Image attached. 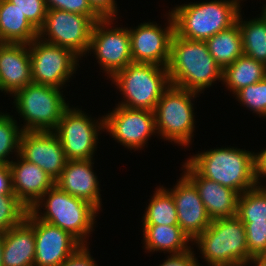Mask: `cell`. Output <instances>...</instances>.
Wrapping results in <instances>:
<instances>
[{
	"mask_svg": "<svg viewBox=\"0 0 266 266\" xmlns=\"http://www.w3.org/2000/svg\"><path fill=\"white\" fill-rule=\"evenodd\" d=\"M63 92L59 88L35 83L18 90L11 98L18 116L24 121V125H20L21 129L54 131L65 109L70 105Z\"/></svg>",
	"mask_w": 266,
	"mask_h": 266,
	"instance_id": "obj_8",
	"label": "cell"
},
{
	"mask_svg": "<svg viewBox=\"0 0 266 266\" xmlns=\"http://www.w3.org/2000/svg\"><path fill=\"white\" fill-rule=\"evenodd\" d=\"M115 20L105 18L94 23L88 50V56L94 54L100 70L109 79L133 62L128 27H117Z\"/></svg>",
	"mask_w": 266,
	"mask_h": 266,
	"instance_id": "obj_11",
	"label": "cell"
},
{
	"mask_svg": "<svg viewBox=\"0 0 266 266\" xmlns=\"http://www.w3.org/2000/svg\"><path fill=\"white\" fill-rule=\"evenodd\" d=\"M31 83L29 44L0 43V91L11 97Z\"/></svg>",
	"mask_w": 266,
	"mask_h": 266,
	"instance_id": "obj_18",
	"label": "cell"
},
{
	"mask_svg": "<svg viewBox=\"0 0 266 266\" xmlns=\"http://www.w3.org/2000/svg\"><path fill=\"white\" fill-rule=\"evenodd\" d=\"M38 38V30L15 4L0 0V43L30 44Z\"/></svg>",
	"mask_w": 266,
	"mask_h": 266,
	"instance_id": "obj_24",
	"label": "cell"
},
{
	"mask_svg": "<svg viewBox=\"0 0 266 266\" xmlns=\"http://www.w3.org/2000/svg\"><path fill=\"white\" fill-rule=\"evenodd\" d=\"M266 76V66L246 55L237 58L223 69L222 85L233 95L248 85L259 82Z\"/></svg>",
	"mask_w": 266,
	"mask_h": 266,
	"instance_id": "obj_25",
	"label": "cell"
},
{
	"mask_svg": "<svg viewBox=\"0 0 266 266\" xmlns=\"http://www.w3.org/2000/svg\"><path fill=\"white\" fill-rule=\"evenodd\" d=\"M48 10L60 9L88 16L94 23L102 18L92 9L88 0H44Z\"/></svg>",
	"mask_w": 266,
	"mask_h": 266,
	"instance_id": "obj_35",
	"label": "cell"
},
{
	"mask_svg": "<svg viewBox=\"0 0 266 266\" xmlns=\"http://www.w3.org/2000/svg\"><path fill=\"white\" fill-rule=\"evenodd\" d=\"M200 94L170 85L156 104L155 127L164 141L189 147L195 132L194 101Z\"/></svg>",
	"mask_w": 266,
	"mask_h": 266,
	"instance_id": "obj_7",
	"label": "cell"
},
{
	"mask_svg": "<svg viewBox=\"0 0 266 266\" xmlns=\"http://www.w3.org/2000/svg\"><path fill=\"white\" fill-rule=\"evenodd\" d=\"M146 205L142 225L178 226V217L172 194L163 186H157Z\"/></svg>",
	"mask_w": 266,
	"mask_h": 266,
	"instance_id": "obj_28",
	"label": "cell"
},
{
	"mask_svg": "<svg viewBox=\"0 0 266 266\" xmlns=\"http://www.w3.org/2000/svg\"><path fill=\"white\" fill-rule=\"evenodd\" d=\"M89 250V244L80 246L60 266H98Z\"/></svg>",
	"mask_w": 266,
	"mask_h": 266,
	"instance_id": "obj_36",
	"label": "cell"
},
{
	"mask_svg": "<svg viewBox=\"0 0 266 266\" xmlns=\"http://www.w3.org/2000/svg\"><path fill=\"white\" fill-rule=\"evenodd\" d=\"M261 14L263 15V17L266 19V4L263 5L262 7V11Z\"/></svg>",
	"mask_w": 266,
	"mask_h": 266,
	"instance_id": "obj_43",
	"label": "cell"
},
{
	"mask_svg": "<svg viewBox=\"0 0 266 266\" xmlns=\"http://www.w3.org/2000/svg\"><path fill=\"white\" fill-rule=\"evenodd\" d=\"M93 25L88 16L60 9L48 10L38 38L67 48L81 59L88 54Z\"/></svg>",
	"mask_w": 266,
	"mask_h": 266,
	"instance_id": "obj_12",
	"label": "cell"
},
{
	"mask_svg": "<svg viewBox=\"0 0 266 266\" xmlns=\"http://www.w3.org/2000/svg\"><path fill=\"white\" fill-rule=\"evenodd\" d=\"M193 247L181 254H171L158 266H203L200 265Z\"/></svg>",
	"mask_w": 266,
	"mask_h": 266,
	"instance_id": "obj_37",
	"label": "cell"
},
{
	"mask_svg": "<svg viewBox=\"0 0 266 266\" xmlns=\"http://www.w3.org/2000/svg\"><path fill=\"white\" fill-rule=\"evenodd\" d=\"M168 11L164 15H167V24L165 23L164 27L155 21H148L128 28L133 62L167 67L175 33L173 16L170 10Z\"/></svg>",
	"mask_w": 266,
	"mask_h": 266,
	"instance_id": "obj_14",
	"label": "cell"
},
{
	"mask_svg": "<svg viewBox=\"0 0 266 266\" xmlns=\"http://www.w3.org/2000/svg\"><path fill=\"white\" fill-rule=\"evenodd\" d=\"M96 118L73 105L65 109L54 133L61 141L67 160L95 159L98 136L105 132L104 116Z\"/></svg>",
	"mask_w": 266,
	"mask_h": 266,
	"instance_id": "obj_9",
	"label": "cell"
},
{
	"mask_svg": "<svg viewBox=\"0 0 266 266\" xmlns=\"http://www.w3.org/2000/svg\"><path fill=\"white\" fill-rule=\"evenodd\" d=\"M123 98L117 105L154 111L164 91L171 85L167 67L131 62L110 78Z\"/></svg>",
	"mask_w": 266,
	"mask_h": 266,
	"instance_id": "obj_6",
	"label": "cell"
},
{
	"mask_svg": "<svg viewBox=\"0 0 266 266\" xmlns=\"http://www.w3.org/2000/svg\"><path fill=\"white\" fill-rule=\"evenodd\" d=\"M232 96L240 106L266 119V76L255 84L243 87Z\"/></svg>",
	"mask_w": 266,
	"mask_h": 266,
	"instance_id": "obj_31",
	"label": "cell"
},
{
	"mask_svg": "<svg viewBox=\"0 0 266 266\" xmlns=\"http://www.w3.org/2000/svg\"><path fill=\"white\" fill-rule=\"evenodd\" d=\"M29 209L15 194L0 195V233H5L13 226L20 224Z\"/></svg>",
	"mask_w": 266,
	"mask_h": 266,
	"instance_id": "obj_32",
	"label": "cell"
},
{
	"mask_svg": "<svg viewBox=\"0 0 266 266\" xmlns=\"http://www.w3.org/2000/svg\"><path fill=\"white\" fill-rule=\"evenodd\" d=\"M255 178L258 185H263L261 180L266 178V148L255 152Z\"/></svg>",
	"mask_w": 266,
	"mask_h": 266,
	"instance_id": "obj_40",
	"label": "cell"
},
{
	"mask_svg": "<svg viewBox=\"0 0 266 266\" xmlns=\"http://www.w3.org/2000/svg\"><path fill=\"white\" fill-rule=\"evenodd\" d=\"M243 0L188 2L171 8L175 33L182 38L206 41L236 24Z\"/></svg>",
	"mask_w": 266,
	"mask_h": 266,
	"instance_id": "obj_4",
	"label": "cell"
},
{
	"mask_svg": "<svg viewBox=\"0 0 266 266\" xmlns=\"http://www.w3.org/2000/svg\"><path fill=\"white\" fill-rule=\"evenodd\" d=\"M95 159L68 160L59 178L55 181L61 190L83 199L102 211L99 179L93 170Z\"/></svg>",
	"mask_w": 266,
	"mask_h": 266,
	"instance_id": "obj_19",
	"label": "cell"
},
{
	"mask_svg": "<svg viewBox=\"0 0 266 266\" xmlns=\"http://www.w3.org/2000/svg\"><path fill=\"white\" fill-rule=\"evenodd\" d=\"M187 161L202 177L239 195L257 186L255 152L237 147H217L189 156Z\"/></svg>",
	"mask_w": 266,
	"mask_h": 266,
	"instance_id": "obj_2",
	"label": "cell"
},
{
	"mask_svg": "<svg viewBox=\"0 0 266 266\" xmlns=\"http://www.w3.org/2000/svg\"><path fill=\"white\" fill-rule=\"evenodd\" d=\"M192 245L200 250L206 266H245L252 258L244 224L237 216L212 220Z\"/></svg>",
	"mask_w": 266,
	"mask_h": 266,
	"instance_id": "obj_5",
	"label": "cell"
},
{
	"mask_svg": "<svg viewBox=\"0 0 266 266\" xmlns=\"http://www.w3.org/2000/svg\"><path fill=\"white\" fill-rule=\"evenodd\" d=\"M35 235L33 213L3 233V266H34Z\"/></svg>",
	"mask_w": 266,
	"mask_h": 266,
	"instance_id": "obj_22",
	"label": "cell"
},
{
	"mask_svg": "<svg viewBox=\"0 0 266 266\" xmlns=\"http://www.w3.org/2000/svg\"><path fill=\"white\" fill-rule=\"evenodd\" d=\"M0 112V164H9L19 154L20 138L23 130L17 124L16 117ZM11 160V161H10Z\"/></svg>",
	"mask_w": 266,
	"mask_h": 266,
	"instance_id": "obj_30",
	"label": "cell"
},
{
	"mask_svg": "<svg viewBox=\"0 0 266 266\" xmlns=\"http://www.w3.org/2000/svg\"><path fill=\"white\" fill-rule=\"evenodd\" d=\"M166 189L172 194L175 202L178 226L193 242L212 222L197 188L182 173L174 187Z\"/></svg>",
	"mask_w": 266,
	"mask_h": 266,
	"instance_id": "obj_16",
	"label": "cell"
},
{
	"mask_svg": "<svg viewBox=\"0 0 266 266\" xmlns=\"http://www.w3.org/2000/svg\"><path fill=\"white\" fill-rule=\"evenodd\" d=\"M248 253L253 257L266 254V222H243Z\"/></svg>",
	"mask_w": 266,
	"mask_h": 266,
	"instance_id": "obj_33",
	"label": "cell"
},
{
	"mask_svg": "<svg viewBox=\"0 0 266 266\" xmlns=\"http://www.w3.org/2000/svg\"><path fill=\"white\" fill-rule=\"evenodd\" d=\"M241 11L237 18L240 28L244 55L266 66V19L259 14L253 19H243Z\"/></svg>",
	"mask_w": 266,
	"mask_h": 266,
	"instance_id": "obj_27",
	"label": "cell"
},
{
	"mask_svg": "<svg viewBox=\"0 0 266 266\" xmlns=\"http://www.w3.org/2000/svg\"><path fill=\"white\" fill-rule=\"evenodd\" d=\"M92 9L102 18H118L120 9L115 0H88Z\"/></svg>",
	"mask_w": 266,
	"mask_h": 266,
	"instance_id": "obj_38",
	"label": "cell"
},
{
	"mask_svg": "<svg viewBox=\"0 0 266 266\" xmlns=\"http://www.w3.org/2000/svg\"><path fill=\"white\" fill-rule=\"evenodd\" d=\"M103 116L105 133L128 150L142 151L157 134L154 111L116 105Z\"/></svg>",
	"mask_w": 266,
	"mask_h": 266,
	"instance_id": "obj_13",
	"label": "cell"
},
{
	"mask_svg": "<svg viewBox=\"0 0 266 266\" xmlns=\"http://www.w3.org/2000/svg\"><path fill=\"white\" fill-rule=\"evenodd\" d=\"M14 159L9 163L13 193L30 210L55 185V180L38 165L24 160L19 154Z\"/></svg>",
	"mask_w": 266,
	"mask_h": 266,
	"instance_id": "obj_21",
	"label": "cell"
},
{
	"mask_svg": "<svg viewBox=\"0 0 266 266\" xmlns=\"http://www.w3.org/2000/svg\"><path fill=\"white\" fill-rule=\"evenodd\" d=\"M205 42L209 53L222 69L244 55L242 36L237 23L231 28L213 35Z\"/></svg>",
	"mask_w": 266,
	"mask_h": 266,
	"instance_id": "obj_26",
	"label": "cell"
},
{
	"mask_svg": "<svg viewBox=\"0 0 266 266\" xmlns=\"http://www.w3.org/2000/svg\"><path fill=\"white\" fill-rule=\"evenodd\" d=\"M14 194L12 172L9 164H0V195Z\"/></svg>",
	"mask_w": 266,
	"mask_h": 266,
	"instance_id": "obj_39",
	"label": "cell"
},
{
	"mask_svg": "<svg viewBox=\"0 0 266 266\" xmlns=\"http://www.w3.org/2000/svg\"><path fill=\"white\" fill-rule=\"evenodd\" d=\"M32 81L35 84L66 88L78 70L80 59L71 50L39 38L29 44Z\"/></svg>",
	"mask_w": 266,
	"mask_h": 266,
	"instance_id": "obj_10",
	"label": "cell"
},
{
	"mask_svg": "<svg viewBox=\"0 0 266 266\" xmlns=\"http://www.w3.org/2000/svg\"><path fill=\"white\" fill-rule=\"evenodd\" d=\"M236 216L242 222H266V185H257L239 195Z\"/></svg>",
	"mask_w": 266,
	"mask_h": 266,
	"instance_id": "obj_29",
	"label": "cell"
},
{
	"mask_svg": "<svg viewBox=\"0 0 266 266\" xmlns=\"http://www.w3.org/2000/svg\"><path fill=\"white\" fill-rule=\"evenodd\" d=\"M30 211L39 220L67 231L82 245L90 244L89 237L95 231L96 218L100 214L94 205L66 193L57 185L51 187Z\"/></svg>",
	"mask_w": 266,
	"mask_h": 266,
	"instance_id": "obj_3",
	"label": "cell"
},
{
	"mask_svg": "<svg viewBox=\"0 0 266 266\" xmlns=\"http://www.w3.org/2000/svg\"><path fill=\"white\" fill-rule=\"evenodd\" d=\"M19 155L38 165L55 181L67 163L61 141L54 131H23Z\"/></svg>",
	"mask_w": 266,
	"mask_h": 266,
	"instance_id": "obj_15",
	"label": "cell"
},
{
	"mask_svg": "<svg viewBox=\"0 0 266 266\" xmlns=\"http://www.w3.org/2000/svg\"><path fill=\"white\" fill-rule=\"evenodd\" d=\"M142 228V243L146 253L181 254L193 247L192 241L179 226L142 225Z\"/></svg>",
	"mask_w": 266,
	"mask_h": 266,
	"instance_id": "obj_23",
	"label": "cell"
},
{
	"mask_svg": "<svg viewBox=\"0 0 266 266\" xmlns=\"http://www.w3.org/2000/svg\"><path fill=\"white\" fill-rule=\"evenodd\" d=\"M254 264V266H266V254H260V255H256V256H253L246 264L245 266L247 265H250Z\"/></svg>",
	"mask_w": 266,
	"mask_h": 266,
	"instance_id": "obj_41",
	"label": "cell"
},
{
	"mask_svg": "<svg viewBox=\"0 0 266 266\" xmlns=\"http://www.w3.org/2000/svg\"><path fill=\"white\" fill-rule=\"evenodd\" d=\"M25 14L27 20L39 30L48 11L44 0H8Z\"/></svg>",
	"mask_w": 266,
	"mask_h": 266,
	"instance_id": "obj_34",
	"label": "cell"
},
{
	"mask_svg": "<svg viewBox=\"0 0 266 266\" xmlns=\"http://www.w3.org/2000/svg\"><path fill=\"white\" fill-rule=\"evenodd\" d=\"M34 266H60L82 244L67 231L39 220L33 214Z\"/></svg>",
	"mask_w": 266,
	"mask_h": 266,
	"instance_id": "obj_17",
	"label": "cell"
},
{
	"mask_svg": "<svg viewBox=\"0 0 266 266\" xmlns=\"http://www.w3.org/2000/svg\"><path fill=\"white\" fill-rule=\"evenodd\" d=\"M170 84L204 93L216 81L222 83L223 69L209 53L205 41L182 38L174 33L167 65Z\"/></svg>",
	"mask_w": 266,
	"mask_h": 266,
	"instance_id": "obj_1",
	"label": "cell"
},
{
	"mask_svg": "<svg viewBox=\"0 0 266 266\" xmlns=\"http://www.w3.org/2000/svg\"><path fill=\"white\" fill-rule=\"evenodd\" d=\"M0 266H3V234L0 233Z\"/></svg>",
	"mask_w": 266,
	"mask_h": 266,
	"instance_id": "obj_42",
	"label": "cell"
},
{
	"mask_svg": "<svg viewBox=\"0 0 266 266\" xmlns=\"http://www.w3.org/2000/svg\"><path fill=\"white\" fill-rule=\"evenodd\" d=\"M182 173L195 185L209 217L214 219L236 216L239 194L219 183L202 177L187 161Z\"/></svg>",
	"mask_w": 266,
	"mask_h": 266,
	"instance_id": "obj_20",
	"label": "cell"
}]
</instances>
